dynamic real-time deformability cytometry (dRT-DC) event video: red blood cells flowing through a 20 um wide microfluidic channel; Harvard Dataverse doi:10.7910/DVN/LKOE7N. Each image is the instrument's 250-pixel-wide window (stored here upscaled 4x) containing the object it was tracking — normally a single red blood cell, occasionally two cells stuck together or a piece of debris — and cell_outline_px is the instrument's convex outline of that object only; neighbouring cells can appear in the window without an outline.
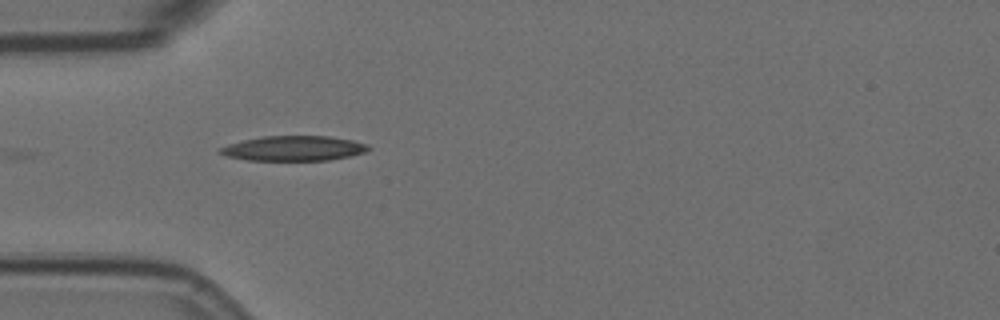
{"species": "Egyptian fruit bat (a non-hibernating species)", "species_latin": "Rousettus aegyptiacus", "temperature_condition": "room temperature", "stored_images_in_passage": 12, "camera_frame_rate_fps": 3000, "um_per_image_px": 0.085, "animal": {"sex": "female"}, "frame": {"image": 1, "passage_image": 1, "time_ms": 0.0, "image_size_px": [1000, 320], "cell_outline_px": [[372, 148], [364, 152], [348, 156], [328, 160], [248, 160], [228, 156], [216, 152], [220, 148], [228, 144], [244, 140], [264, 136], [328, 136], [352, 140], [368, 144]], "centroid_in_image_um": [24.97, 12.6], "position_along_channel_um": 60.0, "area_um2": 21.39}}
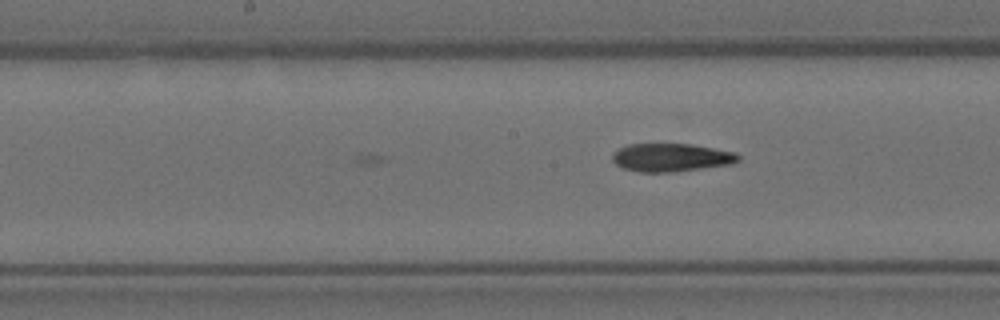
{"frame": {"image": 2, "passage_image": 12, "time_ms": 3.667, "image_size_px": [1000, 320], "cell_outline_px": [[740, 160], [732, 164], [672, 172], [640, 172], [624, 168], [616, 164], [612, 160], [612, 156], [620, 148], [628, 144], [692, 144], [736, 152], [740, 156]], "centroid_in_image_um": [57.09, 13.38], "position_along_channel_um": 191.1, "area_um2": 20.58}}